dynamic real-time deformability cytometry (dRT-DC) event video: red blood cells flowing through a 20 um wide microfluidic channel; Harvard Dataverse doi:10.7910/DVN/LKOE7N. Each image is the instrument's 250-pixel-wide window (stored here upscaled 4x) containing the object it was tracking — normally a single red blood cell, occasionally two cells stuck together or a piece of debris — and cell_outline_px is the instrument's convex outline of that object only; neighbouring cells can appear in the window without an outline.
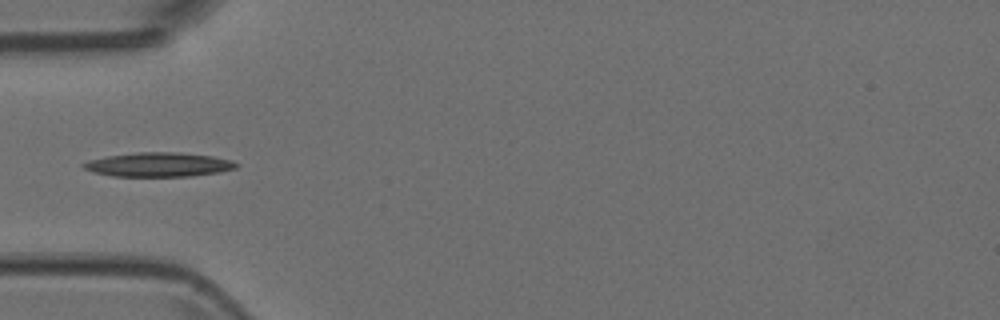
{"species": "Egyptian fruit bat (a non-hibernating species)", "species_latin": "Rousettus aegyptiacus", "temperature_condition": "room temperature", "stored_images_in_passage": 5, "camera_frame_rate_fps": 3000, "um_per_image_px": 0.085, "animal": {"sex": "female"}, "frame": {"image": 1, "passage_image": 4, "time_ms": 1.0, "image_size_px": [1000, 320], "cell_outline_px": [[240, 164], [236, 168], [220, 172], [192, 176], [112, 176], [92, 172], [84, 168], [80, 164], [92, 160], [108, 156], [140, 152], [180, 152], [212, 156], [232, 160]], "centroid_in_image_um": [13.53, 13.99], "position_along_channel_um": 71.5, "area_um2": 21.5}}
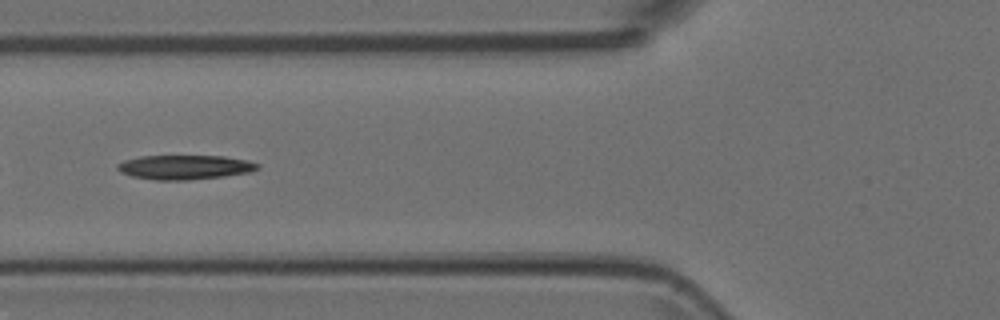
{"frame": {"image": 2, "passage_image": 5, "time_ms": 1.333, "image_size_px": [1000, 320], "cell_outline_px": [[260, 168], [252, 172], [224, 176], [188, 180], [152, 180], [132, 176], [120, 172], [116, 168], [116, 164], [124, 160], [140, 156], [224, 156], [248, 160], [260, 164]], "centroid_in_image_um": [15.71, 14.21], "position_along_channel_um": 110.1, "area_um2": 20.11}}